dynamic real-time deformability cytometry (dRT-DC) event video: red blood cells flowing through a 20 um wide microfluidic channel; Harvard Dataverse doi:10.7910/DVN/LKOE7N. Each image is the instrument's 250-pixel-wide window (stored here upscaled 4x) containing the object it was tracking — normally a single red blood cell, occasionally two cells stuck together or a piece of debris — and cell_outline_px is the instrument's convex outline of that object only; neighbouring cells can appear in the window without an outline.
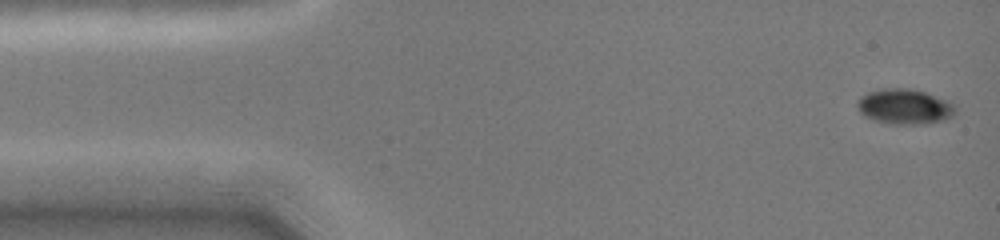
{"species": "common noctule bat (a hibernating species)", "species_latin": "Nyctalus noctula", "temperature_condition": "cold", "stored_images_in_passage": 5, "camera_frame_rate_fps": 3000, "um_per_image_px": 0.085, "animal": {"sex": "female", "body_mass_g": 19.0, "forearm_length_mm": 51.5}, "frame": {"image": 1, "passage_image": 1, "time_ms": 0.0, "image_size_px": [1000, 240], "cell_outline_px": [[956, 112], [952, 116], [944, 120], [928, 124], [896, 124], [876, 120], [864, 116], [860, 112], [856, 104], [856, 100], [860, 96], [868, 92], [884, 88], [912, 88], [948, 100], [956, 104]], "centroid_in_image_um": [76.91, 9.05], "position_along_channel_um": 8.1, "area_um2": 20.35}}
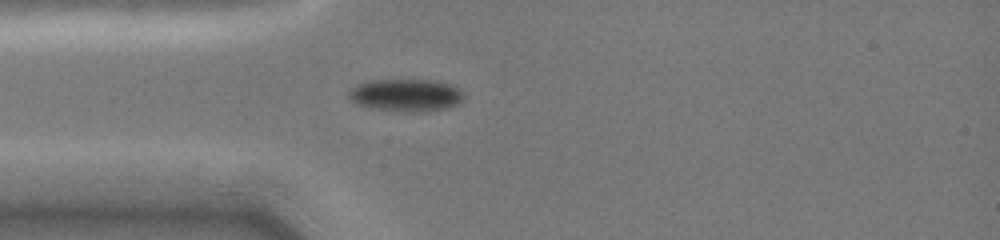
{"frame": {"image": 2, "passage_image": 5, "time_ms": 3.667, "image_size_px": [1000, 240], "cell_outline_px": [[464, 100], [460, 104], [444, 108], [416, 112], [404, 112], [372, 108], [356, 104], [348, 96], [348, 92], [352, 88], [360, 84], [372, 80], [432, 80], [452, 84], [460, 88], [464, 92]], "centroid_in_image_um": [34.56, 8.09], "position_along_channel_um": 50.4, "area_um2": 21.85}}